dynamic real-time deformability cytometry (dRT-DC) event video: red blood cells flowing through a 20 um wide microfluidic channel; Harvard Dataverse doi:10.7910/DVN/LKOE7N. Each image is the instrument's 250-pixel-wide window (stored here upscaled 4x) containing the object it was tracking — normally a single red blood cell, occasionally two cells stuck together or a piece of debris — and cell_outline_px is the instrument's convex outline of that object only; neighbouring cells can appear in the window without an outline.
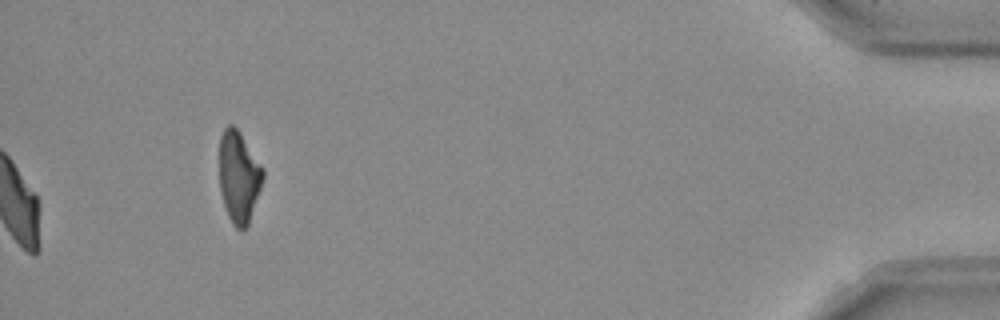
{"species": "Egyptian fruit bat (a non-hibernating species)", "species_latin": "Rousettus aegyptiacus", "temperature_condition": "room temperature", "stored_images_in_passage": 38, "camera_frame_rate_fps": 3000, "um_per_image_px": 0.085, "frame": {"image": 1, "passage_image": 38, "time_ms": 12.333, "image_size_px": [1000, 320], "cell_outline_px": [[264, 176], [248, 224], [244, 228], [236, 228], [232, 224], [228, 216], [220, 192], [220, 136], [224, 128], [228, 124], [232, 124], [240, 132], [264, 168]], "centroid_in_image_um": [20.3, 14.99], "position_along_channel_um": 414.9, "area_um2": 23.06}, "authors_computed_cell_mechanics": {"area_um2": 25.0563, "velocity_mm_per_s": 3.9389, "shape_relaxation_time_tau1_ms": 5.5975, "shape_relaxation_time_tau2_ms": 1.1542, "deformation_change_tau1": 0.1615, "deformation_change_tau2": 0.0604}}